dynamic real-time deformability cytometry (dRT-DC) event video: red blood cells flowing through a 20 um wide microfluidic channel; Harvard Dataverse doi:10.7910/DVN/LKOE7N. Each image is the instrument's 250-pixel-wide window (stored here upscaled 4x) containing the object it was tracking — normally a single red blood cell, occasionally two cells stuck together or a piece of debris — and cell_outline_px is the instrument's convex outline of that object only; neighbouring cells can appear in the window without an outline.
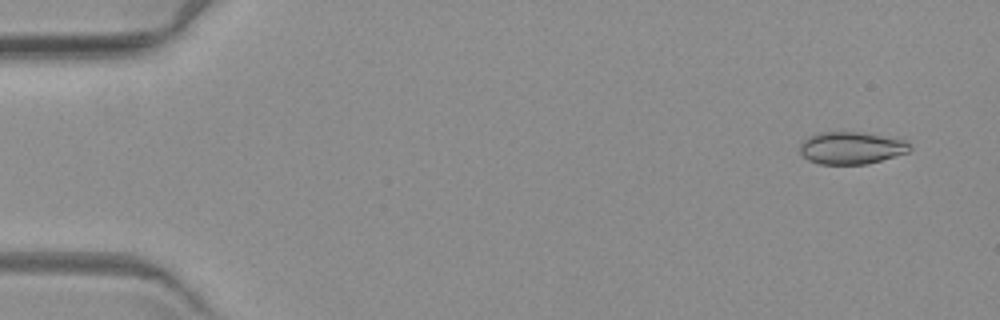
{"species": "common noctule bat (a hibernating species)", "species_latin": "Nyctalus noctula", "temperature_condition": "warm", "stored_images_in_passage": 8, "camera_frame_rate_fps": 3000, "um_per_image_px": 0.085, "animal": {"sex": "female", "body_mass_g": 19.3, "forearm_length_mm": 54.1}, "frame": {"image": 1, "passage_image": 1, "time_ms": 0.0, "image_size_px": [1000, 320], "cell_outline_px": [[912, 148], [908, 152], [868, 164], [820, 164], [808, 160], [800, 152], [800, 144], [808, 136], [820, 132], [860, 132], [904, 140]], "centroid_in_image_um": [72.33, 12.58], "position_along_channel_um": 12.7, "area_um2": 20.52}}